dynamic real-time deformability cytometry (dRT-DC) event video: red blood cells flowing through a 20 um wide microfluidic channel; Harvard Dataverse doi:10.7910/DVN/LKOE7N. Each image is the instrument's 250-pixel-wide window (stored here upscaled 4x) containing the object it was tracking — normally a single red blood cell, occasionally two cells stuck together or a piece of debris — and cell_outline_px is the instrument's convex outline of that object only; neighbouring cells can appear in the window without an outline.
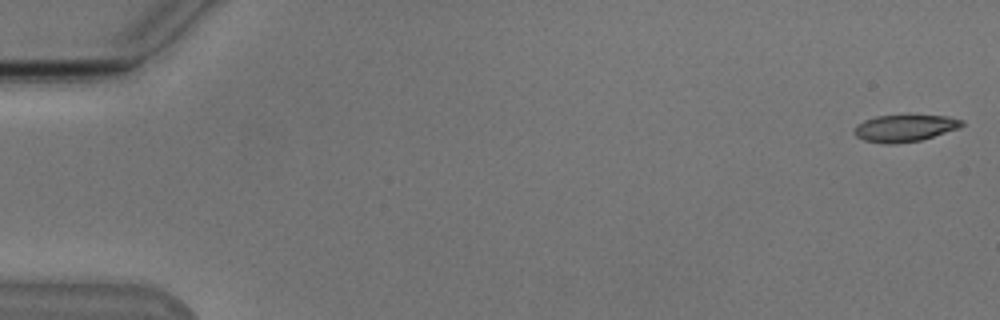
{"species": "Egyptian fruit bat (a non-hibernating species)", "species_latin": "Rousettus aegyptiacus", "temperature_condition": "cold", "stored_images_in_passage": 14, "camera_frame_rate_fps": 3000, "um_per_image_px": 0.085, "animal": {"sex": "male"}, "frame": {"image": 1, "passage_image": 1, "time_ms": 0.0, "image_size_px": [1000, 320], "cell_outline_px": [[964, 124], [960, 128], [920, 140], [896, 144], [884, 144], [864, 140], [856, 136], [852, 132], [856, 124], [864, 120], [876, 116], [948, 116], [964, 120]], "centroid_in_image_um": [76.88, 10.9], "position_along_channel_um": 8.1, "area_um2": 16.88}}